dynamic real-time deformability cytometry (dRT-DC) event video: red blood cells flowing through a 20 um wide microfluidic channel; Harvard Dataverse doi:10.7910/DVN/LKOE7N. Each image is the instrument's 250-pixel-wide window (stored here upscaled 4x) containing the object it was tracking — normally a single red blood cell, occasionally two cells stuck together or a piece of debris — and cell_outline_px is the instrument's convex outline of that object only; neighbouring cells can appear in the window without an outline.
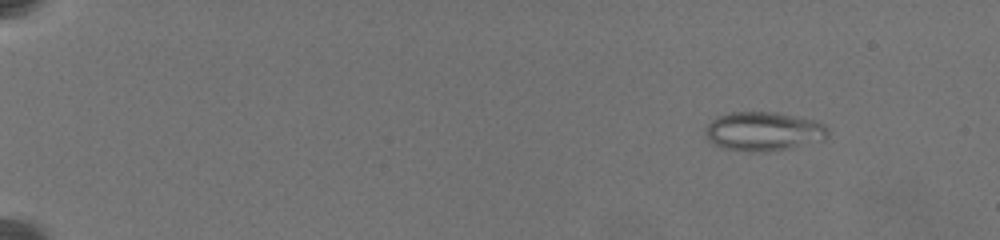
{"species": "common noctule bat (a hibernating species)", "species_latin": "Nyctalus noctula", "temperature_condition": "warm", "stored_images_in_passage": 15, "camera_frame_rate_fps": 3000, "um_per_image_px": 0.085, "animal": {"sex": "female", "body_mass_g": 19.5, "forearm_length_mm": 54.1}, "frame": {"image": 1, "passage_image": 3, "time_ms": 1.0, "image_size_px": [1000, 240], "cell_outline_px": [[828, 136], [824, 140], [792, 148], [768, 152], [748, 152], [724, 148], [712, 144], [708, 140], [704, 132], [708, 124], [716, 116], [728, 112], [776, 112], [816, 120], [824, 124], [828, 132]], "centroid_in_image_um": [64.89, 11.17], "position_along_channel_um": 20.1, "area_um2": 28.32}}